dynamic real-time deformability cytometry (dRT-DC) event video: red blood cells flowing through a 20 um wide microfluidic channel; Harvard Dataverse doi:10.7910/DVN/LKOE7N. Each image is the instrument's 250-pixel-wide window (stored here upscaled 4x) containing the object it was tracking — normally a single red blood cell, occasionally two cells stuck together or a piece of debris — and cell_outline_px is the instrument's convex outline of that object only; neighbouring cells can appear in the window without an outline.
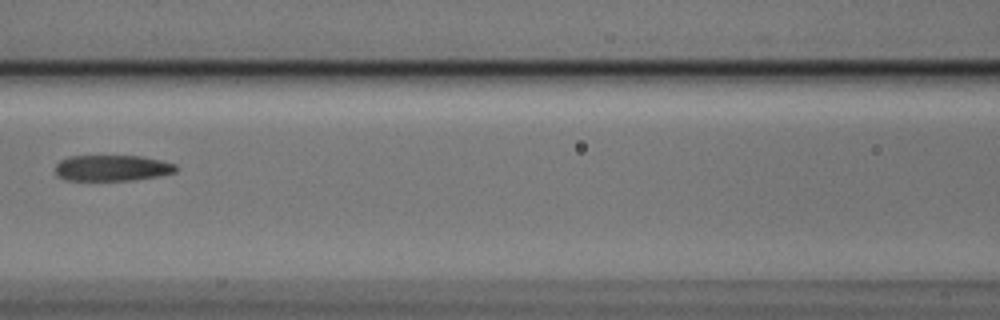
{"species": "Egyptian fruit bat (a non-hibernating species)", "species_latin": "Rousettus aegyptiacus", "temperature_condition": "cold", "stored_images_in_passage": 3, "camera_frame_rate_fps": 3000, "um_per_image_px": 0.085, "animal": {"sex": "male"}, "frame": {"image": 1, "passage_image": 3, "time_ms": 0.667, "image_size_px": [1000, 320], "cell_outline_px": [[180, 168], [176, 172], [156, 176], [128, 180], [64, 180], [56, 176], [56, 164], [60, 160], [68, 156], [140, 156], [160, 160], [176, 164]], "centroid_in_image_um": [9.51, 14.27], "position_along_channel_um": 157.1, "area_um2": 18.26}}